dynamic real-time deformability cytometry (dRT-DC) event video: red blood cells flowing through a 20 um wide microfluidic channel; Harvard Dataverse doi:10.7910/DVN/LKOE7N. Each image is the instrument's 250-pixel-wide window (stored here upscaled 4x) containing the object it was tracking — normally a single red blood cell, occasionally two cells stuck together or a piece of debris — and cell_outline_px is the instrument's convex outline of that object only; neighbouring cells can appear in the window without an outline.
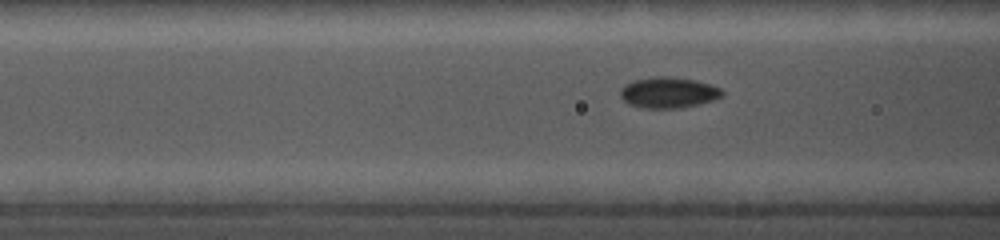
{"species": "common noctule bat (a hibernating species)", "species_latin": "Nyctalus noctula", "temperature_condition": "cold", "stored_images_in_passage": 58, "camera_frame_rate_fps": 5000, "um_per_image_px": 0.085, "animal": {"sex": "female", "body_mass_g": 19.0, "forearm_length_mm": 56.7}, "frame": {"image": 1, "passage_image": 11, "time_ms": 2.0, "image_size_px": [1000, 240], "cell_outline_px": [[724, 92], [720, 96], [712, 100], [696, 104], [676, 108], [640, 108], [628, 104], [620, 96], [620, 88], [624, 84], [632, 80], [656, 76], [664, 76], [696, 80], [720, 88]], "centroid_in_image_um": [56.74, 7.86], "position_along_channel_um": 109.9, "area_um2": 18.21}}
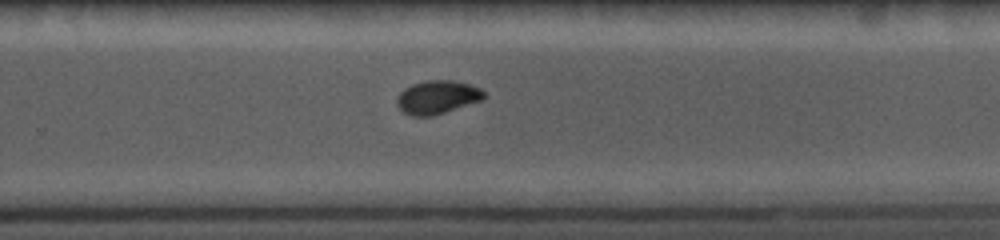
{"frame": {"image": 2, "passage_image": 36, "time_ms": 6.8, "image_size_px": [1000, 240], "cell_outline_px": [[484, 100], [432, 116], [412, 116], [404, 112], [396, 104], [396, 100], [400, 92], [404, 88], [412, 84], [428, 80], [456, 80], [480, 88], [484, 92]], "centroid_in_image_um": [37.18, 8.26], "position_along_channel_um": 292.6, "area_um2": 16.99}}
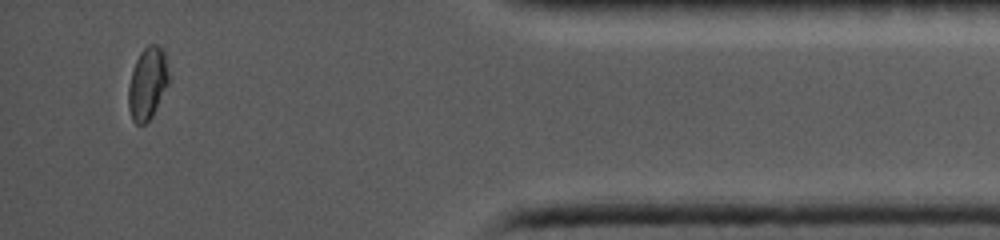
{"frame": {"image": 3, "passage_image": 55, "time_ms": 11.0, "image_size_px": [1000, 240], "cell_outline_px": [[168, 84], [152, 116], [144, 124], [136, 124], [132, 120], [128, 108], [128, 84], [136, 60], [140, 52], [148, 44], [156, 44], [164, 52], [168, 72]], "centroid_in_image_um": [12.51, 7.1], "position_along_channel_um": 422.7, "area_um2": 16.82}}